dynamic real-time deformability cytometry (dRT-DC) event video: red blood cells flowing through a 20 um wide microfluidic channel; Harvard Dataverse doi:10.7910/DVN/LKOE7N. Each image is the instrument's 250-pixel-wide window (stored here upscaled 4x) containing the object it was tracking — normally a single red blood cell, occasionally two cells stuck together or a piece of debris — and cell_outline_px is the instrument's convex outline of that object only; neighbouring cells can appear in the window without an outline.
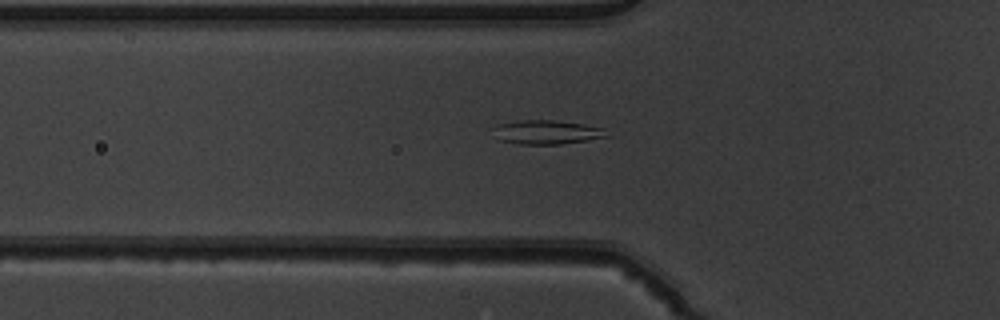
{"species": "common noctule bat (a hibernating species)", "species_latin": "Nyctalus noctula", "temperature_condition": "warm", "stored_images_in_passage": 41, "camera_frame_rate_fps": 3000, "um_per_image_px": 0.085, "animal": {"sex": "male", "body_mass_g": 19.5, "forearm_length_mm": 54.6}, "frame": {"image": 1, "passage_image": 7, "time_ms": 2.0, "image_size_px": [1000, 320], "cell_outline_px": [[608, 136], [560, 144], [520, 144], [500, 140], [492, 128], [496, 124], [520, 120], [556, 120], [584, 124], [604, 128]], "centroid_in_image_um": [46.44, 11.22], "position_along_channel_um": 79.4, "area_um2": 15.72}}
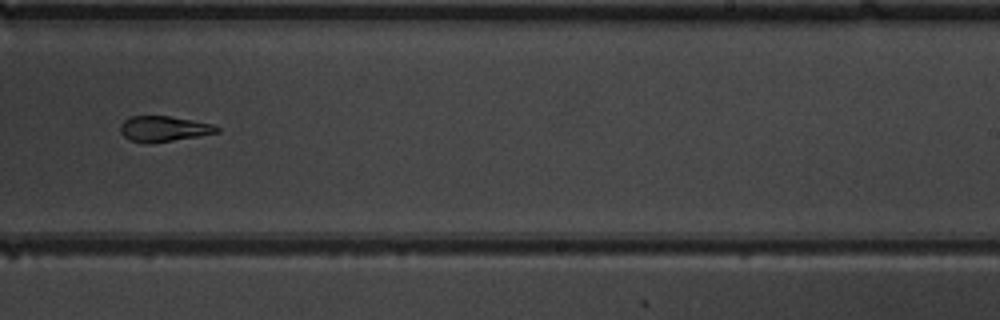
{"frame": {"image": 2, "passage_image": 22, "time_ms": 7.0, "image_size_px": [1000, 320], "cell_outline_px": [[220, 132], [200, 136], [148, 144], [144, 144], [128, 140], [120, 132], [120, 124], [124, 120], [132, 116], [168, 116], [216, 124], [220, 128]], "centroid_in_image_um": [13.93, 10.96], "position_along_channel_um": 275.1, "area_um2": 14.62}}
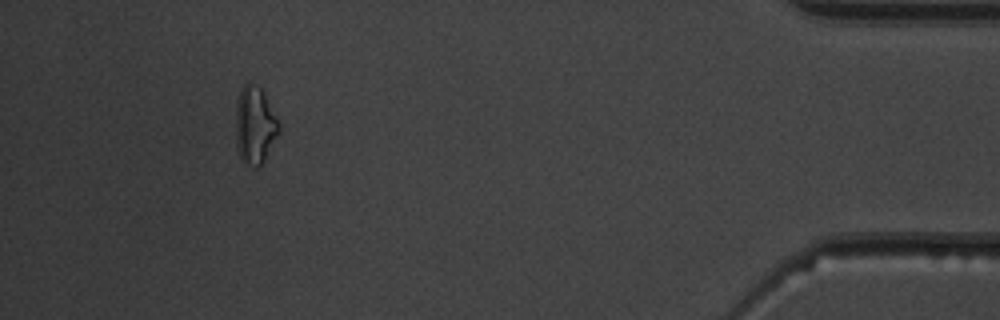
{"frame": {"image": 3, "passage_image": 37, "time_ms": 12.0, "image_size_px": [1000, 320], "cell_outline_px": [[280, 132], [264, 160], [256, 168], [240, 156], [236, 144], [236, 100], [244, 84], [252, 80], [264, 92], [280, 124]], "centroid_in_image_um": [21.68, 10.58], "position_along_channel_um": 413.5, "area_um2": 19.42}, "authors_computed_cell_mechanics": {"area_um2": 15.7216, "velocity_mm_per_s": 3.9147, "shape_relaxation_time_tau1_ms": null, "shape_relaxation_time_tau2_ms": 7.3829, "deformation_change_tau1": null, "deformation_change_tau2": 0.1267}}